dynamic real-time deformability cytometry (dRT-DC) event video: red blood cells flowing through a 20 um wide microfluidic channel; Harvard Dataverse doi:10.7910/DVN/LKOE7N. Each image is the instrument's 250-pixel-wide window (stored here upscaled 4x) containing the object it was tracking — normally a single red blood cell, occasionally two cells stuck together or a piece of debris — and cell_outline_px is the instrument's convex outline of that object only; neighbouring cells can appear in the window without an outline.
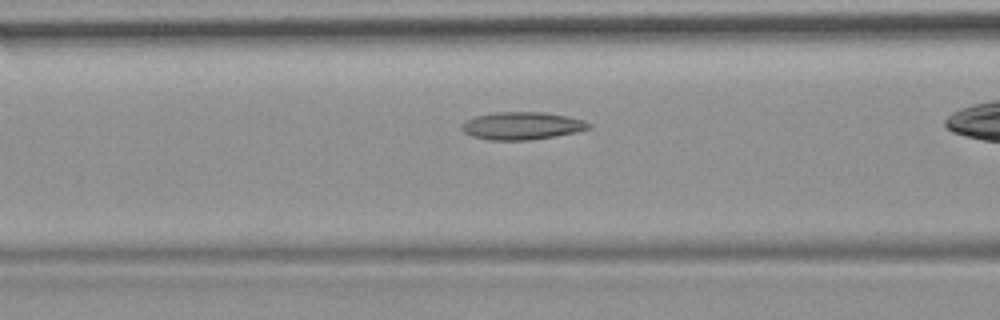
{"species": "common noctule bat (a hibernating species)", "species_latin": "Nyctalus noctula", "temperature_condition": "room temperature", "stored_images_in_passage": 38, "camera_frame_rate_fps": 3000, "um_per_image_px": 0.085, "animal": {"sex": "female", "body_mass_g": 19.9}, "frame": {"image": 1, "passage_image": 17, "time_ms": 5.333, "image_size_px": [1000, 320], "cell_outline_px": [[592, 128], [576, 132], [556, 136], [532, 140], [492, 140], [472, 136], [464, 132], [460, 128], [460, 124], [464, 120], [476, 116], [496, 112], [544, 112], [568, 116], [584, 120], [592, 124]], "centroid_in_image_um": [44.38, 10.69], "position_along_channel_um": 122.2, "area_um2": 20.69}}